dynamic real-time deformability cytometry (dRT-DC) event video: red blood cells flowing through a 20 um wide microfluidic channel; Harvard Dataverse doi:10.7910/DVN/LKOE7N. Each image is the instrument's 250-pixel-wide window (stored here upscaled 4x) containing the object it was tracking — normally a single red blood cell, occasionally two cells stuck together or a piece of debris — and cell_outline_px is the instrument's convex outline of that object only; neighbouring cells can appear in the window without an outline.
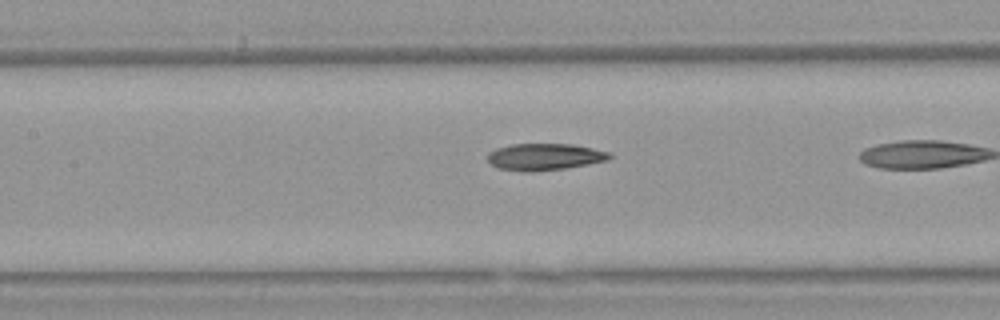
{"species": "Egyptian fruit bat (a non-hibernating species)", "species_latin": "Rousettus aegyptiacus", "temperature_condition": "warm", "stored_images_in_passage": 9, "camera_frame_rate_fps": 3000, "um_per_image_px": 0.085, "animal": {"sex": "female"}, "frame": {"image": 1, "passage_image": 7, "time_ms": 2.0, "image_size_px": [1000, 320], "cell_outline_px": [[612, 156], [608, 160], [588, 164], [564, 168], [532, 172], [524, 172], [496, 168], [488, 160], [488, 152], [496, 148], [512, 144], [572, 144], [612, 152]], "centroid_in_image_um": [46.29, 13.33], "position_along_channel_um": 161.1, "area_um2": 19.13}}